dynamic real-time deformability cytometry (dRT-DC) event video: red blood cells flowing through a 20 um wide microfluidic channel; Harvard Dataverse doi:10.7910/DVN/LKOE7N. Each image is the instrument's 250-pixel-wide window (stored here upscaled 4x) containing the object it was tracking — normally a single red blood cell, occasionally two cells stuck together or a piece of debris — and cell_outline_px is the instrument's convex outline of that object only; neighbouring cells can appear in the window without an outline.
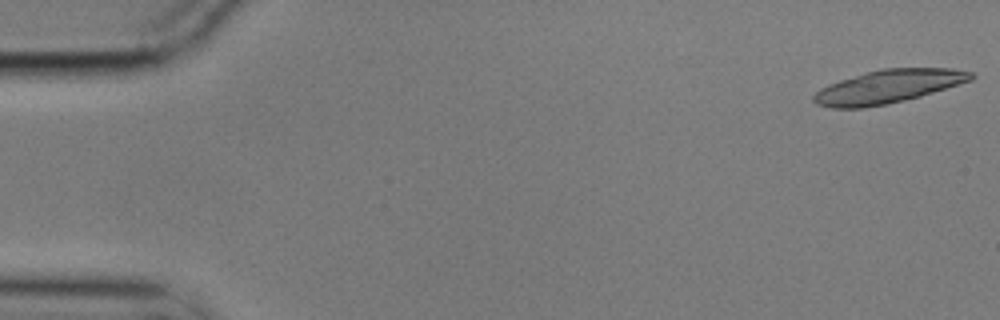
{"species": "common noctule bat (a hibernating species)", "species_latin": "Nyctalus noctula", "temperature_condition": "cold", "stored_images_in_passage": 7, "camera_frame_rate_fps": 3000, "um_per_image_px": 0.085, "animal": {"sex": "male", "body_mass_g": 17.9}, "frame": {"image": 1, "passage_image": 1, "time_ms": 0.0, "image_size_px": [1000, 320], "cell_outline_px": [[976, 76], [972, 80], [920, 96], [888, 104], [864, 108], [832, 108], [816, 104], [812, 100], [812, 96], [820, 88], [828, 84], [840, 80], [868, 72], [884, 68], [952, 68], [972, 72]], "centroid_in_image_um": [75.49, 7.36], "position_along_channel_um": 9.5, "area_um2": 30.46}}